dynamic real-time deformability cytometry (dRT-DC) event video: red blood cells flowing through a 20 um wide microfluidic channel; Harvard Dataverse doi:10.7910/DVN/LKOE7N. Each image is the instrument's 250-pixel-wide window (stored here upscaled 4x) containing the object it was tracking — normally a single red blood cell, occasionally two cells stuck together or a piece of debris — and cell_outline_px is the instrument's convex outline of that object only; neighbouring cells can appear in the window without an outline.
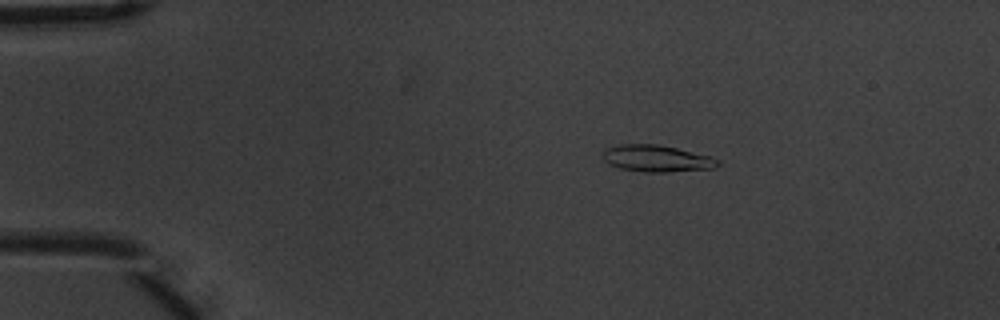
{"species": "common noctule bat (a hibernating species)", "species_latin": "Nyctalus noctula", "temperature_condition": "warm", "stored_images_in_passage": 3, "camera_frame_rate_fps": 3000, "um_per_image_px": 0.085, "animal": {"sex": "male", "body_mass_g": 20.1, "forearm_length_mm": 53.5}, "frame": {"image": 1, "passage_image": 1, "time_ms": 0.0, "image_size_px": [1000, 320], "cell_outline_px": [[720, 164], [716, 168], [668, 172], [644, 172], [620, 168], [608, 164], [604, 160], [604, 148], [620, 144], [656, 144], [676, 148], [708, 156], [720, 160]], "centroid_in_image_um": [55.81, 13.48], "position_along_channel_um": 29.2, "area_um2": 17.86}}